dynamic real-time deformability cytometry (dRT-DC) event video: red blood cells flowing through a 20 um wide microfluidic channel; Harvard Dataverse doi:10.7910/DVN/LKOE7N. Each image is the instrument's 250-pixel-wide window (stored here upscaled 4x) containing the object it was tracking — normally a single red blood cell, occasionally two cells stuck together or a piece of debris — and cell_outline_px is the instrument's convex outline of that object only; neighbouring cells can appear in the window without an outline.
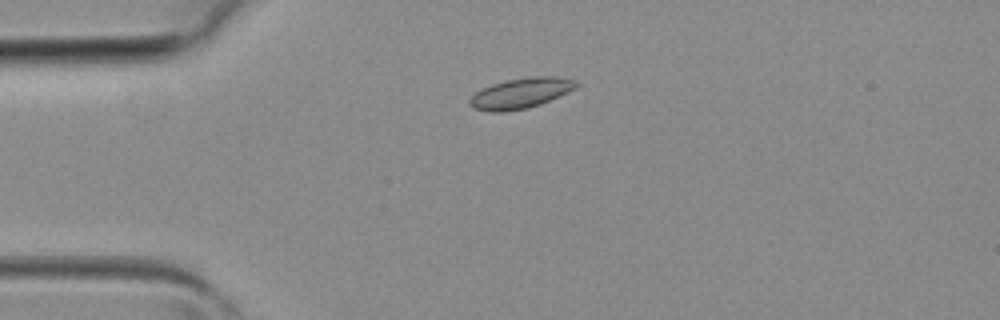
{"species": "common noctule bat (a hibernating species)", "species_latin": "Nyctalus noctula", "temperature_condition": "room temperature", "stored_images_in_passage": 3, "camera_frame_rate_fps": 3000, "um_per_image_px": 0.085, "animal": {"sex": "female", "body_mass_g": 19.3, "forearm_length_mm": 54.1}, "frame": {"image": 1, "passage_image": 3, "time_ms": 0.667, "image_size_px": [1000, 320], "cell_outline_px": [[580, 84], [576, 88], [568, 92], [540, 104], [528, 108], [504, 112], [488, 112], [472, 108], [468, 104], [468, 100], [476, 92], [492, 84], [508, 80], [532, 76], [556, 76], [576, 80]], "centroid_in_image_um": [44.26, 7.93], "position_along_channel_um": 40.7, "area_um2": 18.96}}